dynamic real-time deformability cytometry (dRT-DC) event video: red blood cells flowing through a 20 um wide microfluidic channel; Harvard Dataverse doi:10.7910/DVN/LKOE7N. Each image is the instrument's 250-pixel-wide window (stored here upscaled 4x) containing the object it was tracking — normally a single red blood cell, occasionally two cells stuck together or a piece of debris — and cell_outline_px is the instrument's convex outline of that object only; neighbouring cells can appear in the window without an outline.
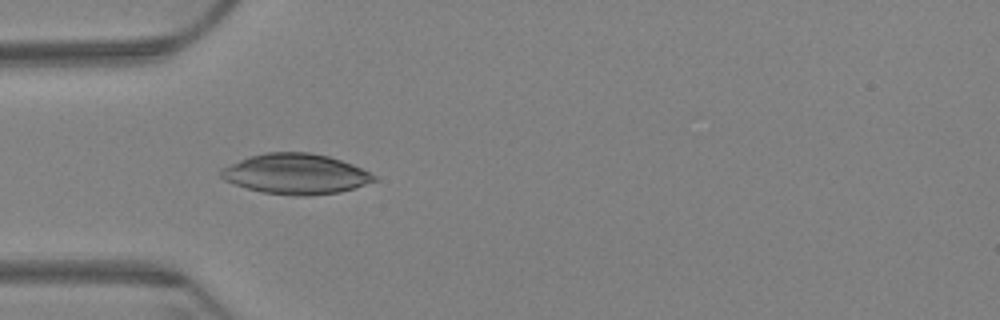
{"species": "Egyptian fruit bat (a non-hibernating species)", "species_latin": "Rousettus aegyptiacus", "temperature_condition": "warm", "stored_images_in_passage": 6, "camera_frame_rate_fps": 3000, "um_per_image_px": 0.085, "animal": {"sex": "female"}, "frame": {"image": 1, "passage_image": 5, "time_ms": 1.333, "image_size_px": [1000, 320], "cell_outline_px": [[376, 180], [340, 192], [308, 196], [296, 196], [260, 192], [224, 180], [220, 176], [220, 168], [248, 156], [268, 152], [308, 152], [328, 156], [352, 164], [376, 176]], "centroid_in_image_um": [25.09, 14.78], "position_along_channel_um": 59.9, "area_um2": 35.78}}